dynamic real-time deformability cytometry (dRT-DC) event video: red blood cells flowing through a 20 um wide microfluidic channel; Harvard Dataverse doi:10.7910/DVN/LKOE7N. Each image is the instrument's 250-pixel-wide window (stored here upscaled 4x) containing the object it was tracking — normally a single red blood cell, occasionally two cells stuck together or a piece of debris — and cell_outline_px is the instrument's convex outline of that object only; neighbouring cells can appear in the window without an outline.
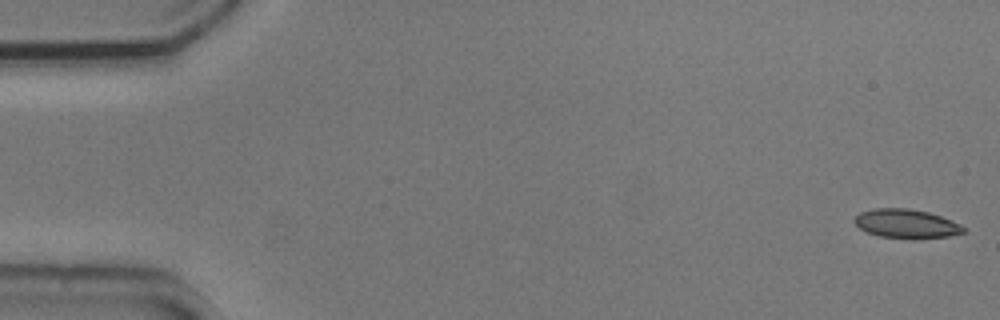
{"species": "common noctule bat (a hibernating species)", "species_latin": "Nyctalus noctula", "temperature_condition": "cold", "stored_images_in_passage": 55, "camera_frame_rate_fps": 3000, "um_per_image_px": 0.085, "animal": {"sex": "male", "body_mass_g": 20.5, "forearm_length_mm": 52.5}, "frame": {"image": 1, "passage_image": 1, "time_ms": 0.0, "image_size_px": [1000, 320], "cell_outline_px": [[964, 232], [948, 236], [880, 236], [868, 232], [860, 228], [852, 220], [860, 212], [872, 208], [908, 208], [928, 212], [952, 220], [960, 224], [964, 228]], "centroid_in_image_um": [76.99, 18.96], "position_along_channel_um": 8.0, "area_um2": 17.57}}
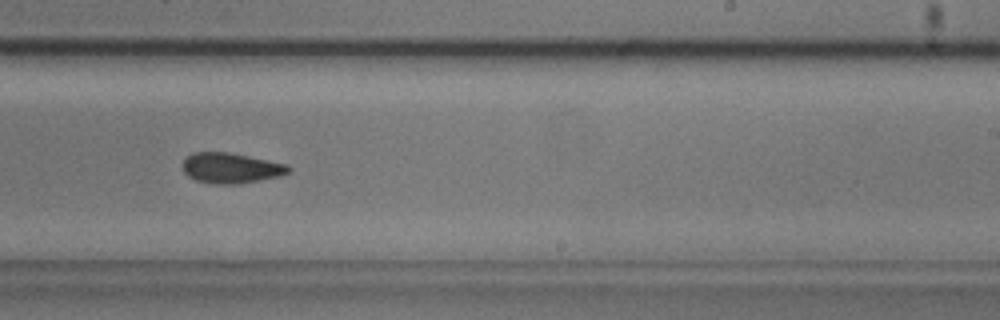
{"frame": {"image": 2, "passage_image": 33, "time_ms": 10.667, "image_size_px": [1000, 320], "cell_outline_px": [[292, 168], [288, 172], [280, 176], [236, 184], [216, 184], [196, 180], [188, 176], [184, 172], [184, 156], [192, 152], [228, 152], [288, 164]], "centroid_in_image_um": [19.62, 14.27], "position_along_channel_um": 269.4, "area_um2": 18.67}}
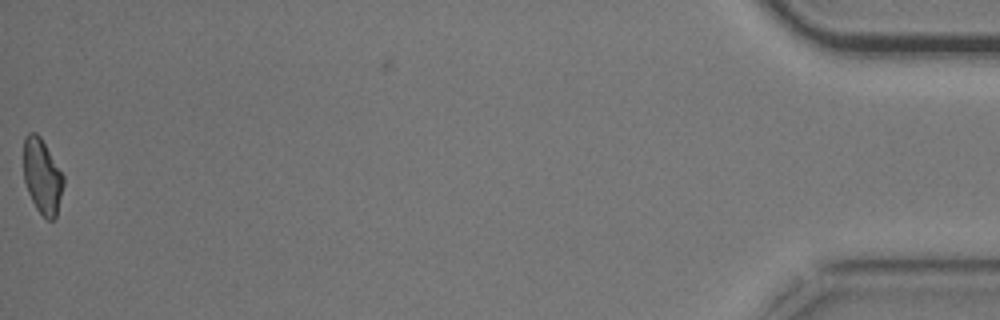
{"frame": {"image": 3, "passage_image": 54, "time_ms": 17.667, "image_size_px": [1000, 320], "cell_outline_px": [[64, 184], [56, 216], [52, 220], [48, 220], [36, 208], [28, 192], [24, 180], [24, 136], [28, 132], [36, 132], [40, 136], [64, 176]], "centroid_in_image_um": [3.58, 14.97], "position_along_channel_um": 431.6, "area_um2": 17.28}, "authors_computed_cell_mechanics": {"area_um2": 18.496, "velocity_mm_per_s": 3.7338, "shape_relaxation_time_tau1_ms": 3.3289, "shape_relaxation_time_tau2_ms": 2.1356, "deformation_change_tau1": 0.1124, "deformation_change_tau2": 0.0879}}